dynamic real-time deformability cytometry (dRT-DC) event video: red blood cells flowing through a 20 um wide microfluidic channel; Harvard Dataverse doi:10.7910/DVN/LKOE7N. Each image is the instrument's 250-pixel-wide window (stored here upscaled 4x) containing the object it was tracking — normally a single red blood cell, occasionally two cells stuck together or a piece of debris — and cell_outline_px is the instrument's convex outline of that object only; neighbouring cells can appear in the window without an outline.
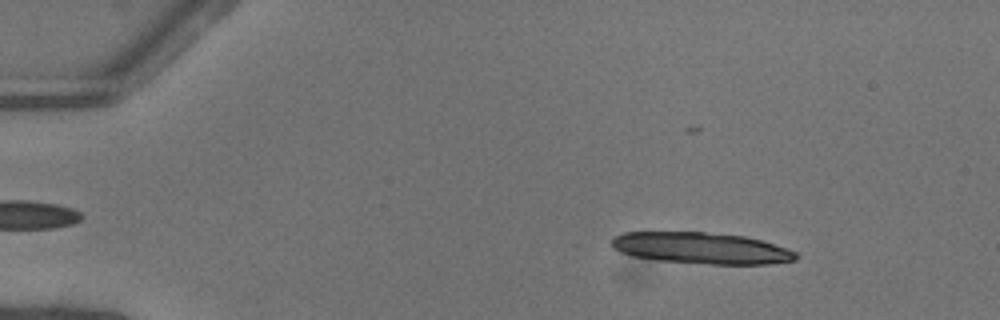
{"species": "common noctule bat (a hibernating species)", "species_latin": "Nyctalus noctula", "temperature_condition": "warm", "stored_images_in_passage": 34, "camera_frame_rate_fps": 3000, "um_per_image_px": 0.085, "animal": {"sex": "female"}, "frame": {"image": 1, "passage_image": 7, "time_ms": 2.0, "image_size_px": [1000, 320], "cell_outline_px": [[800, 256], [796, 260], [768, 264], [712, 264], [660, 260], [632, 256], [620, 252], [612, 248], [612, 236], [624, 232], [704, 232], [744, 236], [760, 240], [796, 252]], "centroid_in_image_um": [59.58, 21.09], "position_along_channel_um": 25.4, "area_um2": 33.52}}
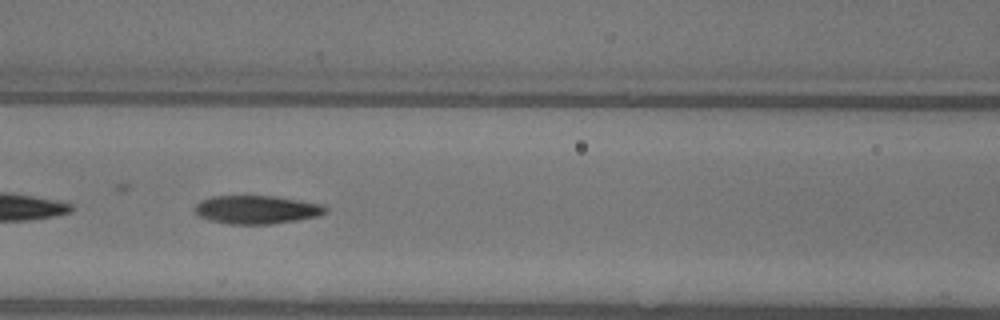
{"frame": {"image": 2, "passage_image": 23, "time_ms": 7.333, "image_size_px": [1000, 320], "cell_outline_px": [[328, 212], [320, 216], [272, 224], [228, 224], [208, 220], [200, 216], [192, 208], [200, 200], [212, 196], [276, 196], [324, 204], [328, 208]], "centroid_in_image_um": [21.84, 17.82], "position_along_channel_um": 144.8, "area_um2": 21.91}}
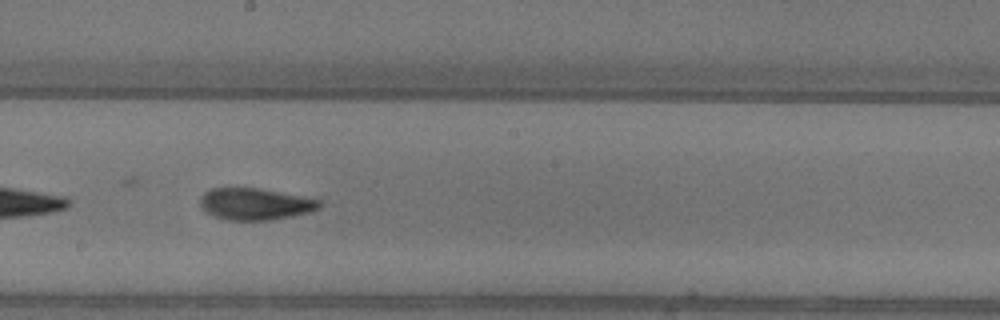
{"frame": {"image": 3, "passage_image": 29, "time_ms": 9.333, "image_size_px": [1000, 320], "cell_outline_px": [[320, 208], [308, 212], [292, 216], [272, 220], [228, 220], [212, 216], [200, 204], [200, 196], [204, 192], [212, 188], [260, 188], [320, 200]], "centroid_in_image_um": [21.66, 17.34], "position_along_channel_um": 226.5, "area_um2": 21.91}}